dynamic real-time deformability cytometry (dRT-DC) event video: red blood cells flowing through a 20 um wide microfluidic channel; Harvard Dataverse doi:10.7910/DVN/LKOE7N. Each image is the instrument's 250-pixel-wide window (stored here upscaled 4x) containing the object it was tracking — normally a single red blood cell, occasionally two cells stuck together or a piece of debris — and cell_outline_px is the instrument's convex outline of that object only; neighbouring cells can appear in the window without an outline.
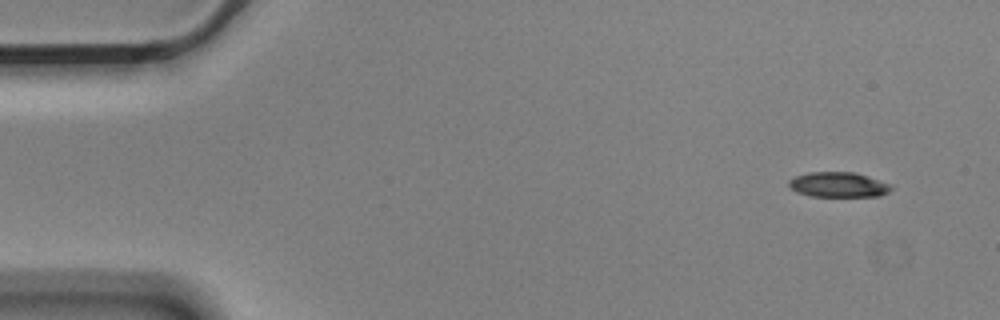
{"species": "Egyptian fruit bat (a non-hibernating species)", "species_latin": "Rousettus aegyptiacus", "temperature_condition": "cold", "stored_images_in_passage": 3, "camera_frame_rate_fps": 3000, "um_per_image_px": 0.085, "animal": {"sex": "male"}, "frame": {"image": 1, "passage_image": 1, "time_ms": 0.0, "image_size_px": [1000, 320], "cell_outline_px": [[892, 188], [888, 192], [880, 196], [808, 196], [796, 192], [788, 184], [788, 180], [796, 176], [808, 172], [856, 172], [892, 184]], "centroid_in_image_um": [71.27, 15.69], "position_along_channel_um": 13.7, "area_um2": 15.03}}
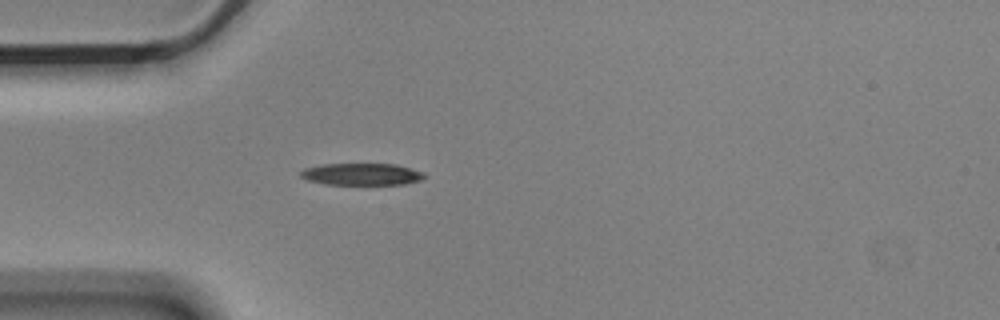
{"frame": {"image": 2, "passage_image": 3, "time_ms": 0.667, "image_size_px": [1000, 320], "cell_outline_px": [[428, 176], [420, 180], [404, 184], [324, 184], [308, 180], [300, 176], [300, 172], [304, 168], [324, 164], [396, 164], [424, 172]], "centroid_in_image_um": [30.76, 14.8], "position_along_channel_um": 54.2, "area_um2": 15.78}}